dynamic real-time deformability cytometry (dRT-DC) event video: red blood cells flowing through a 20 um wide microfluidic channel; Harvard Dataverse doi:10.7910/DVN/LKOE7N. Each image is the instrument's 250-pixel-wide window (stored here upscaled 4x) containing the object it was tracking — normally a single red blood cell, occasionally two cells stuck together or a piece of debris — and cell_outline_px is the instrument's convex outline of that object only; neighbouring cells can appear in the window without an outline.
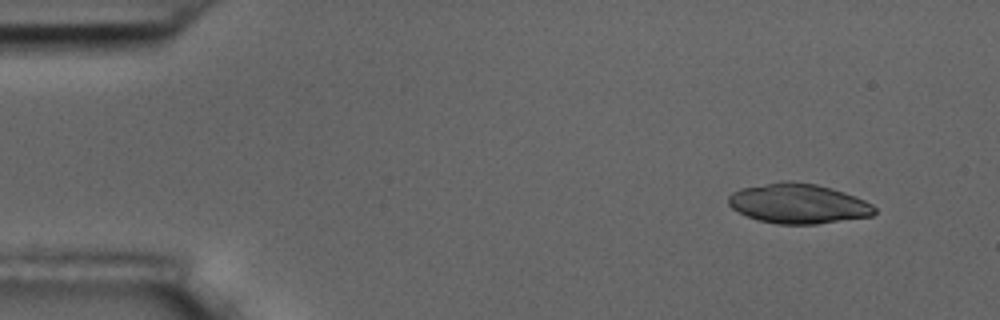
{"species": "common noctule bat (a hibernating species)", "species_latin": "Nyctalus noctula", "temperature_condition": "room temperature", "stored_images_in_passage": 3, "camera_frame_rate_fps": 3000, "um_per_image_px": 0.085, "animal": {"sex": "male", "body_mass_g": 17.5, "forearm_length_mm": 52.3}, "frame": {"image": 1, "passage_image": 1, "time_ms": 0.0, "image_size_px": [1000, 320], "cell_outline_px": [[876, 212], [872, 216], [816, 224], [776, 224], [756, 220], [732, 208], [728, 204], [728, 196], [732, 192], [740, 188], [780, 180], [788, 180], [816, 184], [832, 188], [844, 192], [864, 200], [872, 204], [876, 208]], "centroid_in_image_um": [67.83, 17.29], "position_along_channel_um": 17.2, "area_um2": 34.16}}